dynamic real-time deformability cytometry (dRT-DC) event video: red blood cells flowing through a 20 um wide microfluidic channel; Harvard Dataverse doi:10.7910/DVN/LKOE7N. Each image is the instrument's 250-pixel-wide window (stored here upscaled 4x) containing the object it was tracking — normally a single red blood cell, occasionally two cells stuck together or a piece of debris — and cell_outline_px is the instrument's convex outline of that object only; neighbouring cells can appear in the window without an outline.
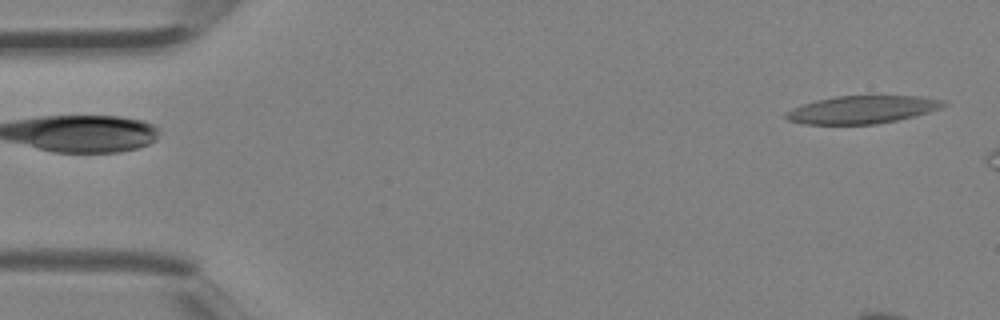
{"species": "Egyptian fruit bat (a non-hibernating species)", "species_latin": "Rousettus aegyptiacus", "temperature_condition": "room temperature", "stored_images_in_passage": 5, "camera_frame_rate_fps": 3000, "um_per_image_px": 0.085, "animal": {"sex": "female"}, "frame": {"image": 1, "passage_image": 1, "time_ms": 0.0, "image_size_px": [1000, 320], "cell_outline_px": [[948, 104], [940, 108], [916, 116], [876, 124], [804, 124], [788, 120], [784, 116], [784, 112], [792, 108], [816, 100], [836, 96], [920, 96], [944, 100]], "centroid_in_image_um": [73.28, 9.32], "position_along_channel_um": 11.7, "area_um2": 25.49}}
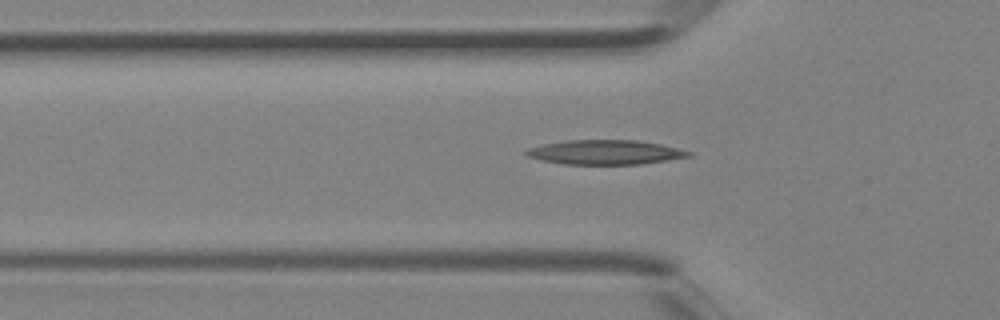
{"frame": {"image": 2, "passage_image": 5, "time_ms": 1.333, "image_size_px": [1000, 320], "cell_outline_px": [[692, 156], [668, 160], [640, 164], [564, 164], [540, 160], [528, 156], [520, 152], [528, 148], [544, 144], [568, 140], [636, 140], [660, 144], [692, 152]], "centroid_in_image_um": [51.4, 12.94], "position_along_channel_um": 74.4, "area_um2": 23.12}}